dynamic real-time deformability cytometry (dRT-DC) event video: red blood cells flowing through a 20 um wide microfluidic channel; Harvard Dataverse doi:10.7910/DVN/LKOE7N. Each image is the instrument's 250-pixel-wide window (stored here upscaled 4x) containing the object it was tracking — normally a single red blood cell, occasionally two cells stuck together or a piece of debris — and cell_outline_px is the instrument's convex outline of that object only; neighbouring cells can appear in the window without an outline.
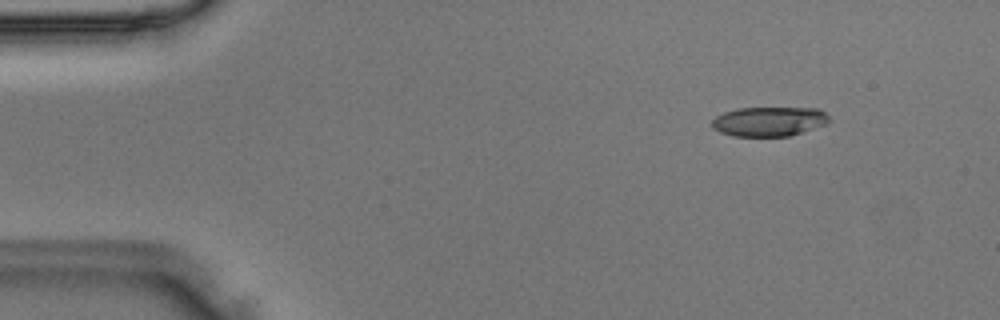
{"species": "Egyptian fruit bat (a non-hibernating species)", "species_latin": "Rousettus aegyptiacus", "temperature_condition": "room temperature", "stored_images_in_passage": 48, "camera_frame_rate_fps": 3000, "um_per_image_px": 0.085, "animal": {"sex": "male"}, "frame": {"image": 1, "passage_image": 6, "time_ms": 1.667, "image_size_px": [1000, 320], "cell_outline_px": [[828, 120], [824, 124], [788, 136], [732, 136], [720, 132], [712, 128], [712, 120], [716, 116], [724, 112], [740, 108], [816, 108], [824, 112], [828, 116]], "centroid_in_image_um": [65.3, 10.32], "position_along_channel_um": 19.7, "area_um2": 19.83}}
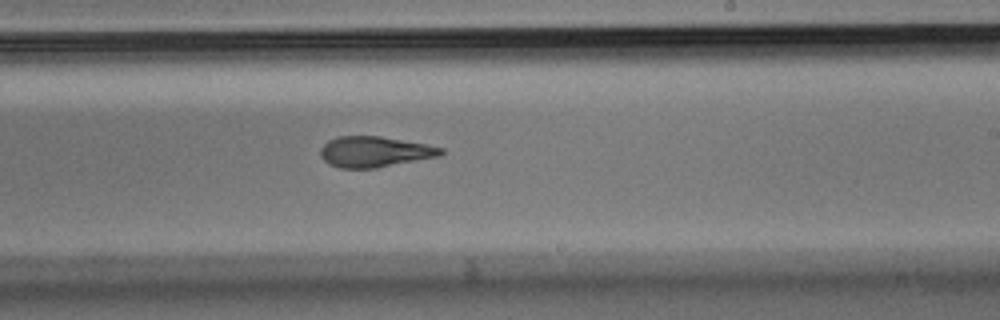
{"frame": {"image": 2, "passage_image": 29, "time_ms": 9.333, "image_size_px": [1000, 320], "cell_outline_px": [[444, 152], [440, 156], [376, 168], [340, 168], [328, 164], [320, 156], [320, 148], [328, 140], [336, 136], [380, 136], [424, 144], [444, 148]], "centroid_in_image_um": [31.81, 12.9], "position_along_channel_um": 257.2, "area_um2": 21.56}}
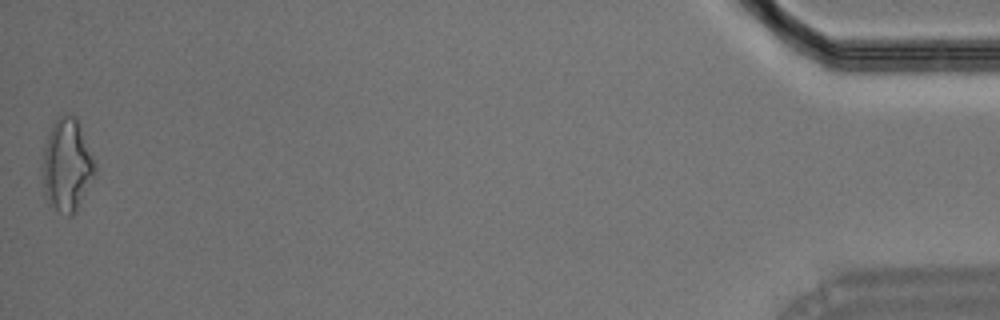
{"frame": {"image": 3, "passage_image": 48, "time_ms": 15.667, "image_size_px": [1000, 320], "cell_outline_px": [[96, 176], [76, 212], [72, 216], [68, 216], [60, 212], [48, 200], [44, 192], [44, 148], [52, 124], [60, 116], [76, 116], [92, 156], [96, 168]], "centroid_in_image_um": [5.73, 14.08], "position_along_channel_um": 429.5, "area_um2": 27.74}}